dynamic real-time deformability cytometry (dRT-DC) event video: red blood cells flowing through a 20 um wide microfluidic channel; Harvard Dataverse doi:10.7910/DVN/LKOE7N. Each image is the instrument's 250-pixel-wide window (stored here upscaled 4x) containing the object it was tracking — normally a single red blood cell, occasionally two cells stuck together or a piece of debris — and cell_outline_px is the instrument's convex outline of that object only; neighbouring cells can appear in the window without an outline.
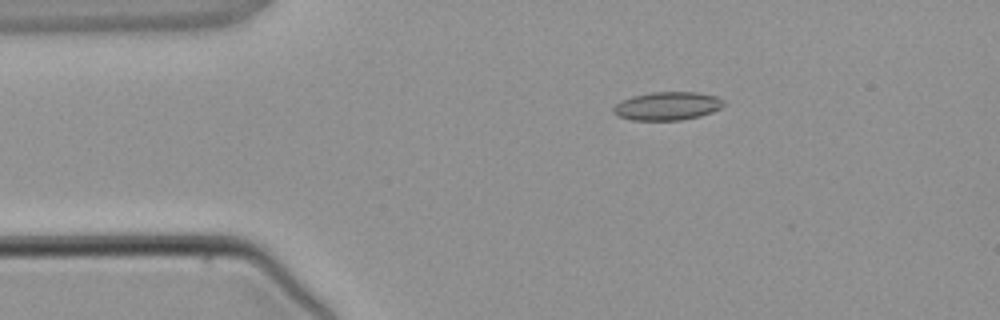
{"species": "common noctule bat (a hibernating species)", "species_latin": "Nyctalus noctula", "temperature_condition": "warm", "stored_images_in_passage": 3, "camera_frame_rate_fps": 3000, "um_per_image_px": 0.085, "animal": {"sex": "male", "body_mass_g": 21.5, "forearm_length_mm": 52.0}, "frame": {"image": 1, "passage_image": 2, "time_ms": 1.333, "image_size_px": [1000, 320], "cell_outline_px": [[724, 104], [720, 108], [712, 112], [700, 116], [680, 120], [632, 120], [616, 116], [612, 112], [612, 108], [620, 100], [632, 96], [652, 92], [696, 92], [716, 96], [724, 100]], "centroid_in_image_um": [56.69, 9.01], "position_along_channel_um": 28.3, "area_um2": 18.32}}